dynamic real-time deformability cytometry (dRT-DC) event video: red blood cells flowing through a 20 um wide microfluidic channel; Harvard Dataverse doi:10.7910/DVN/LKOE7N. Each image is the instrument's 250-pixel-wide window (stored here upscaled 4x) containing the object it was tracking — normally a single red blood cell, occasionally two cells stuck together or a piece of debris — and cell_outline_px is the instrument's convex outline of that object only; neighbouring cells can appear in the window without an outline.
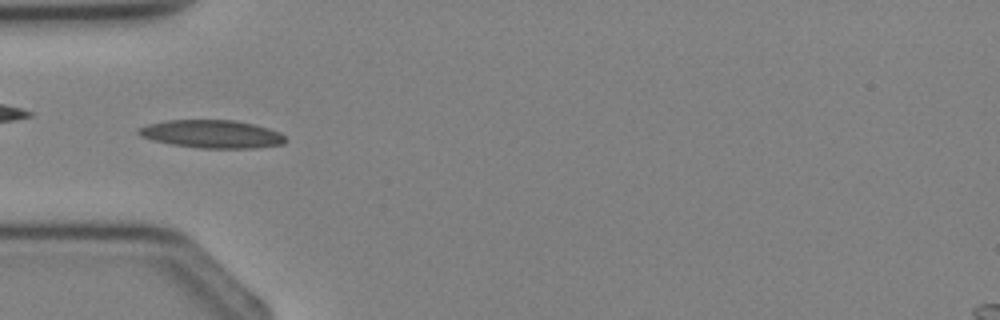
{"species": "Egyptian fruit bat (a non-hibernating species)", "species_latin": "Rousettus aegyptiacus", "temperature_condition": "cold", "stored_images_in_passage": 2, "camera_frame_rate_fps": 3000, "um_per_image_px": 0.085, "animal": {"sex": "female"}, "frame": {"image": 1, "passage_image": 2, "time_ms": 1.333, "image_size_px": [1000, 320], "cell_outline_px": [[284, 144], [256, 148], [200, 148], [172, 144], [152, 140], [140, 136], [136, 132], [140, 128], [148, 124], [164, 120], [236, 120], [268, 128], [280, 132], [284, 136]], "centroid_in_image_um": [18.0, 11.39], "position_along_channel_um": 67.0, "area_um2": 23.93}}